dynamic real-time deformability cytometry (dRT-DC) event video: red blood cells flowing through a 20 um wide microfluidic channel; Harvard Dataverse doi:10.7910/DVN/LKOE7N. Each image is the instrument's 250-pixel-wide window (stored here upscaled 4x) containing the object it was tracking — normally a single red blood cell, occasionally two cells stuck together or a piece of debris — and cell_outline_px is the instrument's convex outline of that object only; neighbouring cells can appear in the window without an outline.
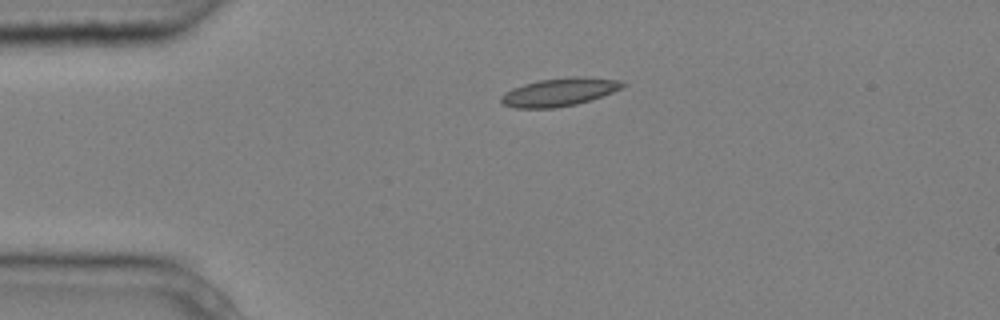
{"species": "common noctule bat (a hibernating species)", "species_latin": "Nyctalus noctula", "temperature_condition": "cold", "stored_images_in_passage": 2, "camera_frame_rate_fps": 3000, "um_per_image_px": 0.085, "animal": {"sex": "male", "body_mass_g": 20.4}, "frame": {"image": 1, "passage_image": 1, "time_ms": 0.0, "image_size_px": [1000, 320], "cell_outline_px": [[628, 84], [624, 88], [592, 100], [576, 104], [556, 108], [516, 108], [504, 104], [500, 100], [500, 96], [504, 92], [512, 88], [524, 84], [540, 80], [568, 76], [584, 76], [624, 80]], "centroid_in_image_um": [47.62, 7.81], "position_along_channel_um": 37.4, "area_um2": 20.35}}